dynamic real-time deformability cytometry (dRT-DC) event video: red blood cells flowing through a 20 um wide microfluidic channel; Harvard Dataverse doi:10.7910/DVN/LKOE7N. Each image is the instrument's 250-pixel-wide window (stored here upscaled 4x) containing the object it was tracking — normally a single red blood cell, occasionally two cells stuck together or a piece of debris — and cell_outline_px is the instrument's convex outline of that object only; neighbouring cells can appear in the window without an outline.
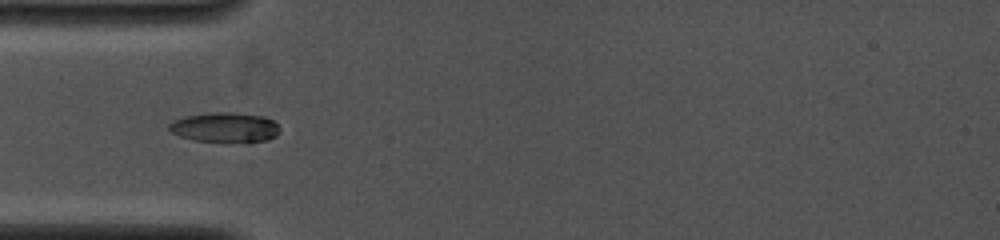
{"species": "common noctule bat (a hibernating species)", "species_latin": "Nyctalus noctula", "temperature_condition": "cold", "stored_images_in_passage": 36, "camera_frame_rate_fps": 4000, "um_per_image_px": 0.085, "animal": {"sex": "female", "body_mass_g": 19.0, "forearm_length_mm": 53.3}, "frame": {"image": 1, "passage_image": 2, "time_ms": 0.5, "image_size_px": [1000, 240], "cell_outline_px": [[280, 132], [276, 136], [268, 140], [248, 144], [196, 140], [180, 136], [172, 132], [168, 128], [168, 124], [176, 120], [188, 116], [212, 112], [228, 112], [264, 116], [272, 120], [280, 128]], "centroid_in_image_um": [19.2, 10.86], "position_along_channel_um": 65.8, "area_um2": 19.54}}
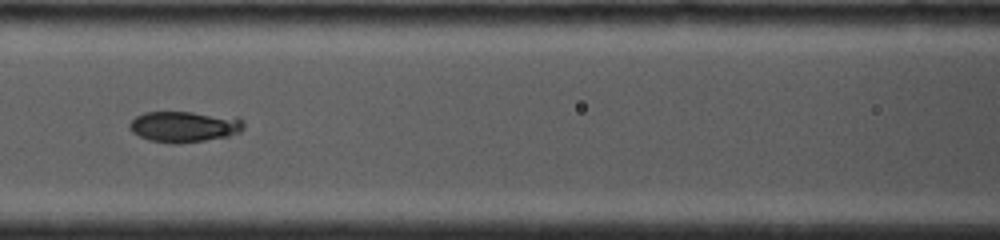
{"frame": {"image": 2, "passage_image": 10, "time_ms": 2.5, "image_size_px": [1000, 240], "cell_outline_px": [[244, 128], [240, 132], [228, 136], [204, 140], [176, 144], [172, 144], [148, 140], [132, 132], [128, 128], [128, 124], [136, 116], [144, 112], [192, 112], [236, 116], [244, 120]], "centroid_in_image_um": [15.67, 10.75], "position_along_channel_um": 150.9, "area_um2": 20.87}}
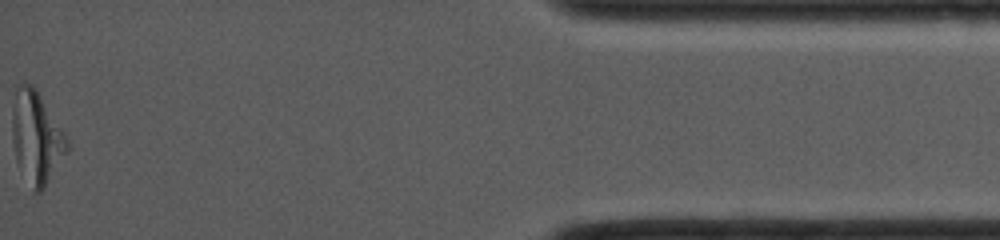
{"frame": {"image": 3, "passage_image": 36, "time_ms": 10.75, "image_size_px": [1000, 240], "cell_outline_px": [[68, 152], [44, 188], [40, 192], [36, 192], [16, 160], [12, 140], [12, 112], [16, 84], [20, 80], [24, 80], [32, 84], [64, 132], [68, 140]], "centroid_in_image_um": [3.08, 11.61], "position_along_channel_um": 432.1, "area_um2": 29.13}}